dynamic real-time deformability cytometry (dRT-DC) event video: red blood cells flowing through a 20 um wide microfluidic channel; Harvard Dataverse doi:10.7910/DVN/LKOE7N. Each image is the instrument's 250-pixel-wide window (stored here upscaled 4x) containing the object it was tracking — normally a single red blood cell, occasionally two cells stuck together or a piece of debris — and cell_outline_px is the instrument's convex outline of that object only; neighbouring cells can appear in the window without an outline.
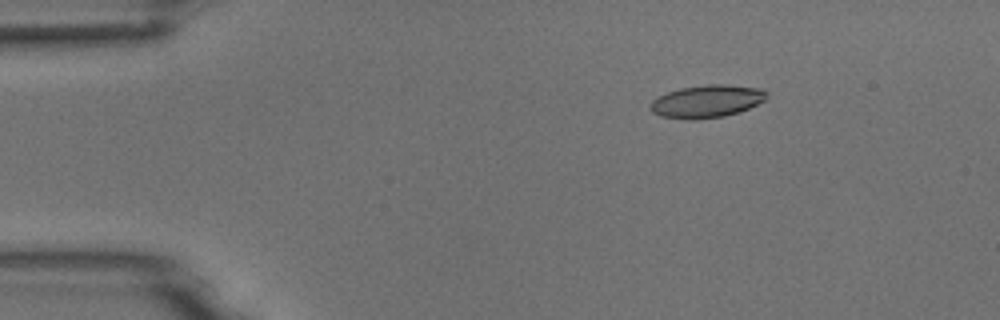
{"species": "common noctule bat (a hibernating species)", "species_latin": "Nyctalus noctula", "temperature_condition": "room temperature", "stored_images_in_passage": 6, "camera_frame_rate_fps": 3000, "um_per_image_px": 0.085, "animal": {"sex": "male", "body_mass_g": 18.8}, "frame": {"image": 1, "passage_image": 3, "time_ms": 2.333, "image_size_px": [1000, 320], "cell_outline_px": [[768, 92], [764, 100], [740, 112], [724, 116], [692, 120], [688, 120], [660, 116], [652, 112], [648, 108], [648, 104], [652, 100], [668, 92], [680, 88], [708, 84], [728, 84], [764, 88]], "centroid_in_image_um": [60.07, 8.61], "position_along_channel_um": 24.9, "area_um2": 22.37}}
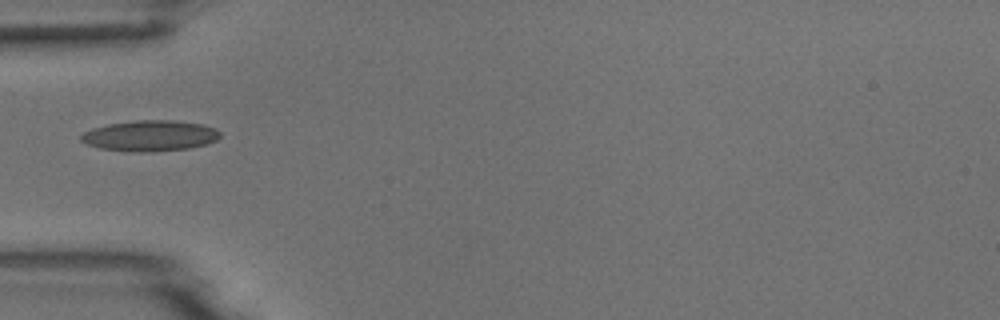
{"frame": {"image": 2, "passage_image": 5, "time_ms": 5.333, "image_size_px": [1000, 320], "cell_outline_px": [[220, 136], [216, 140], [208, 144], [188, 148], [152, 152], [128, 152], [100, 148], [88, 144], [80, 140], [80, 136], [84, 132], [92, 128], [108, 124], [136, 120], [172, 120], [204, 124], [216, 128], [220, 132]], "centroid_in_image_um": [12.77, 11.54], "position_along_channel_um": 72.2, "area_um2": 25.14}}